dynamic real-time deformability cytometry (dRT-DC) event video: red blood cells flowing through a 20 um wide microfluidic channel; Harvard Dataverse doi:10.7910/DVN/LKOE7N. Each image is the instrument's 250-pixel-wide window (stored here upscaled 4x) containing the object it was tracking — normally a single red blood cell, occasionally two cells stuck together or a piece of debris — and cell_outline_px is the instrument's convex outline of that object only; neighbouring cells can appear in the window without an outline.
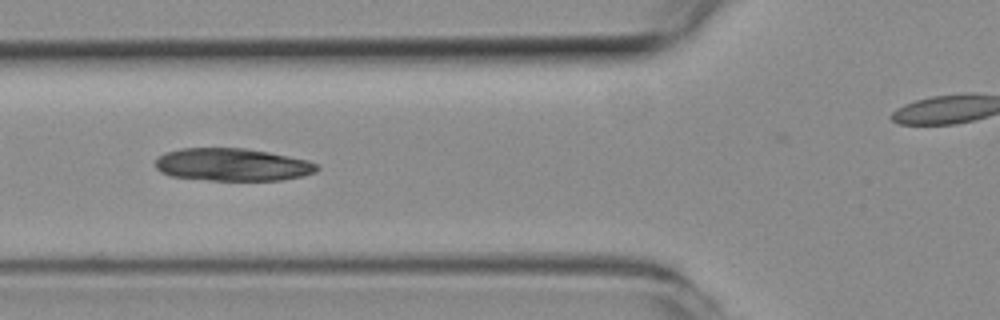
{"species": "common noctule bat (a hibernating species)", "species_latin": "Nyctalus noctula", "temperature_condition": "room temperature", "stored_images_in_passage": 52, "camera_frame_rate_fps": 3000, "um_per_image_px": 0.085, "animal": {"sex": "female", "body_mass_g": 19.3, "forearm_length_mm": 54.1}, "frame": {"image": 1, "passage_image": 18, "time_ms": 5.667, "image_size_px": [1000, 320], "cell_outline_px": [[320, 168], [316, 172], [304, 176], [280, 180], [208, 180], [172, 176], [160, 172], [156, 168], [156, 156], [164, 152], [180, 148], [244, 148], [268, 152], [308, 160], [320, 164]], "centroid_in_image_um": [19.76, 13.99], "position_along_channel_um": 106.0, "area_um2": 30.98}}
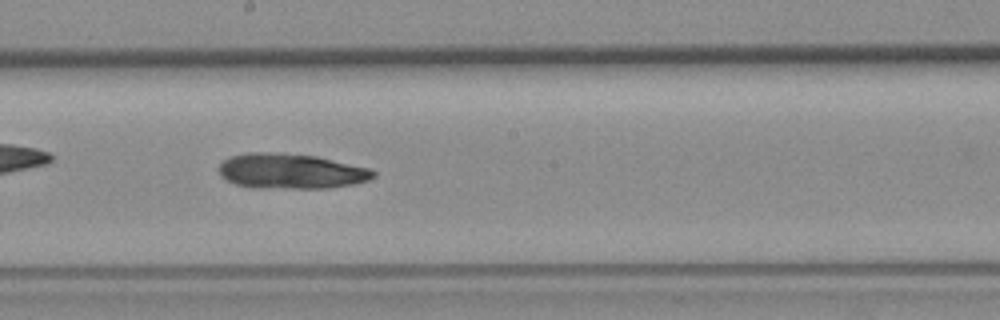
{"frame": {"image": 2, "passage_image": 27, "time_ms": 8.667, "image_size_px": [1000, 320], "cell_outline_px": [[376, 176], [368, 180], [352, 184], [328, 188], [252, 188], [236, 184], [220, 176], [220, 164], [228, 156], [248, 152], [268, 152], [316, 156], [368, 168], [376, 172]], "centroid_in_image_um": [24.7, 14.55], "position_along_channel_um": 223.5, "area_um2": 31.56}}
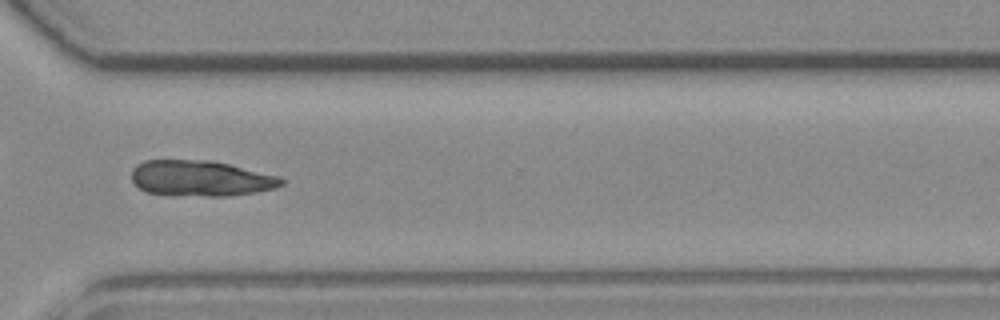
{"frame": {"image": 3, "passage_image": 37, "time_ms": 12.0, "image_size_px": [1000, 320], "cell_outline_px": [[284, 184], [276, 188], [256, 192], [228, 196], [176, 196], [148, 192], [140, 188], [132, 180], [132, 168], [136, 164], [144, 160], [208, 160], [228, 164], [280, 176], [284, 180]], "centroid_in_image_um": [17.06, 15.17], "position_along_channel_um": 353.5, "area_um2": 31.39}}